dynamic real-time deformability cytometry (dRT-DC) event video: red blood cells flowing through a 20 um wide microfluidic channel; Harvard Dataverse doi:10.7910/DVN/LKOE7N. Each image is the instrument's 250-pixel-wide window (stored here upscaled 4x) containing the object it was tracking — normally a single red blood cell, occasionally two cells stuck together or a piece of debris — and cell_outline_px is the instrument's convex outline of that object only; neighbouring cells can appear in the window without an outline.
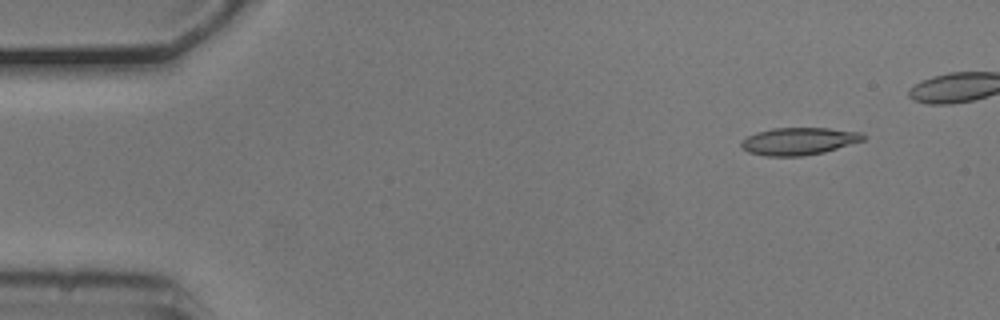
{"species": "common noctule bat (a hibernating species)", "species_latin": "Nyctalus noctula", "temperature_condition": "cold", "stored_images_in_passage": 43, "camera_frame_rate_fps": 3000, "um_per_image_px": 0.085, "animal": {"sex": "male", "body_mass_g": 20.5, "forearm_length_mm": 52.5}, "frame": {"image": 1, "passage_image": 1, "time_ms": 0.0, "image_size_px": [1000, 320], "cell_outline_px": [[864, 140], [824, 152], [800, 156], [764, 156], [748, 152], [740, 144], [740, 140], [756, 132], [772, 128], [828, 128], [860, 132], [864, 136]], "centroid_in_image_um": [67.86, 12.0], "position_along_channel_um": 17.1, "area_um2": 19.36}}
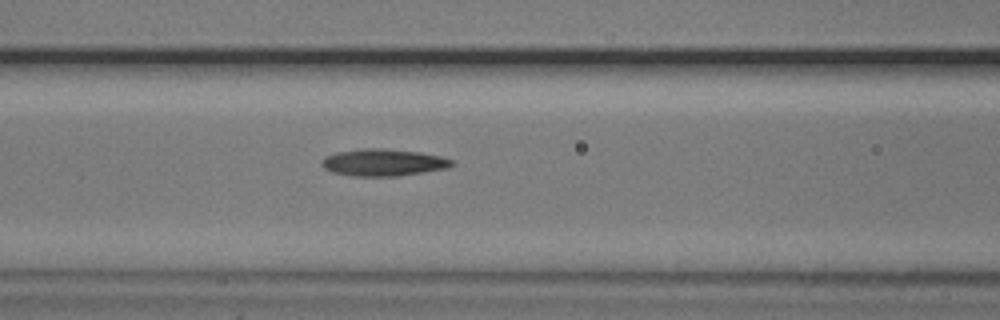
{"frame": {"image": 2, "passage_image": 18, "time_ms": 5.667, "image_size_px": [1000, 320], "cell_outline_px": [[456, 164], [448, 168], [396, 176], [352, 176], [332, 172], [324, 168], [320, 164], [324, 156], [336, 152], [360, 148], [384, 148], [420, 152], [440, 156], [452, 160]], "centroid_in_image_um": [32.55, 13.8], "position_along_channel_um": 134.0, "area_um2": 20.63}}
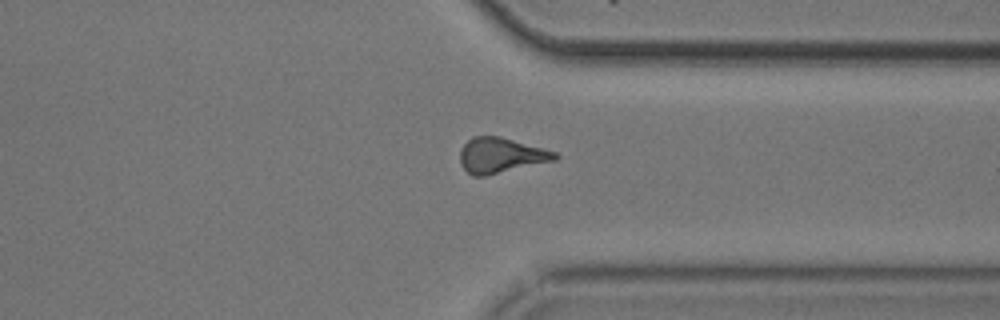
{"frame": {"image": 3, "passage_image": 37, "time_ms": 12.0, "image_size_px": [1000, 320], "cell_outline_px": [[560, 156], [556, 160], [484, 176], [472, 176], [460, 164], [460, 152], [464, 144], [472, 136], [500, 136], [556, 152]], "centroid_in_image_um": [42.56, 13.2], "position_along_channel_um": 368.8, "area_um2": 19.36}}